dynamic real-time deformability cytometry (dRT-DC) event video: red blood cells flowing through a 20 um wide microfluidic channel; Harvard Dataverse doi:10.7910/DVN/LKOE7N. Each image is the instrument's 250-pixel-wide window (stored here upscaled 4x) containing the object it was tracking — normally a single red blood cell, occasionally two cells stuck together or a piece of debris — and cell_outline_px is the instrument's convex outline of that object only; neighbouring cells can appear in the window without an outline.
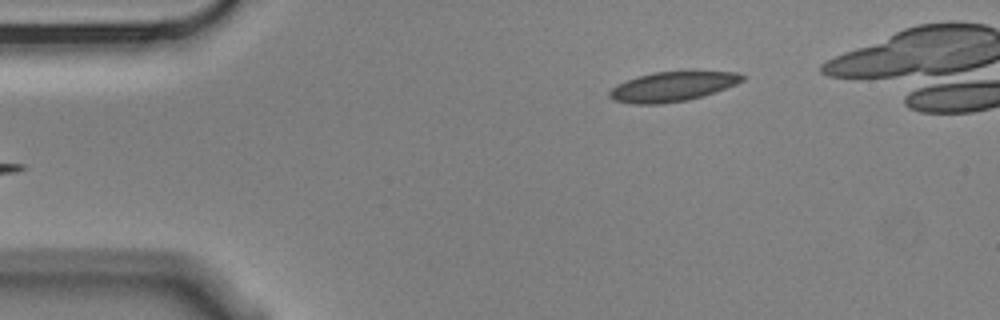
{"species": "Egyptian fruit bat (a non-hibernating species)", "species_latin": "Rousettus aegyptiacus", "temperature_condition": "cold", "stored_images_in_passage": 5, "camera_frame_rate_fps": 3000, "um_per_image_px": 0.085, "animal": {"sex": "male"}, "frame": {"image": 1, "passage_image": 5, "time_ms": 1.333, "image_size_px": [1000, 320], "cell_outline_px": [[744, 80], [736, 84], [716, 92], [688, 100], [660, 104], [632, 104], [612, 100], [608, 96], [608, 92], [616, 84], [636, 76], [656, 72], [736, 72], [744, 76]], "centroid_in_image_um": [57.1, 7.37], "position_along_channel_um": 27.9, "area_um2": 22.89}}